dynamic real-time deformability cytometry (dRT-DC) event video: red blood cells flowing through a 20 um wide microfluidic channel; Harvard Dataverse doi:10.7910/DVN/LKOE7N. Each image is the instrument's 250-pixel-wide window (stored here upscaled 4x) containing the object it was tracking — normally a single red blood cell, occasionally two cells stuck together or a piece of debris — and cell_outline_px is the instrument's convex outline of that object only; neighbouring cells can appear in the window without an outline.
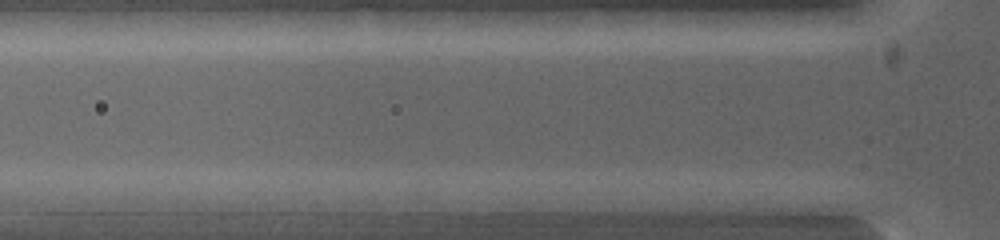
{"species": "common noctule bat (a hibernating species)", "species_latin": "Nyctalus noctula", "temperature_condition": "warm", "stored_images_in_passage": 4, "camera_frame_rate_fps": 5000, "um_per_image_px": 0.085, "animal": {"sex": "female", "body_mass_g": 19.0, "forearm_length_mm": 53.3}, "frame": {"image": 1, "passage_image": 4, "time_ms": 1.4, "image_size_px": [1000, 240], "cell_outline_px": [[620, 200], [532, 212], [500, 212], [500, 200], [580, 192], [592, 192]], "centroid_in_image_um": [46.94, 17.17], "position_along_channel_um": 78.9, "area_um2": 10.4}}